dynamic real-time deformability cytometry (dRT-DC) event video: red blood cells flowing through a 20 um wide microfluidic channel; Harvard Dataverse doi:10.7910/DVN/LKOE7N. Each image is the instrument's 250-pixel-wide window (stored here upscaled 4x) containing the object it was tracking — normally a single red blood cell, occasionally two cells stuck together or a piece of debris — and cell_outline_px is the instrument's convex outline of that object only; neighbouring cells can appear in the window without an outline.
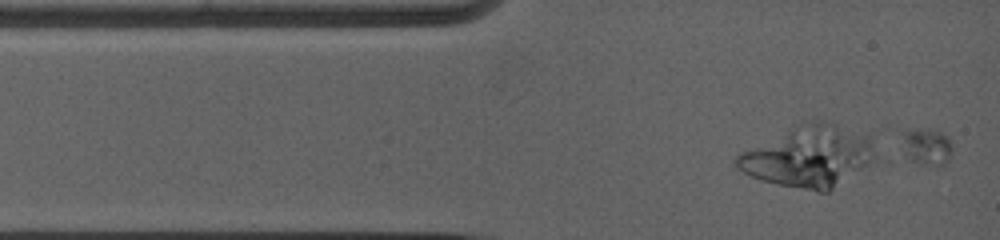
{"species": "common noctule bat (a hibernating species)", "species_latin": "Nyctalus noctula", "temperature_condition": "warm", "stored_images_in_passage": 11, "camera_frame_rate_fps": 5000, "um_per_image_px": 0.085, "animal": {"sex": "female", "body_mass_g": 19.0, "forearm_length_mm": 53.3}, "frame": {"image": 1, "passage_image": 1, "time_ms": 0.0, "image_size_px": [1000, 240], "cell_outline_px": [[952, 152], [948, 160], [944, 164], [892, 164], [884, 160], [904, 132], [940, 132], [948, 136], [952, 140]], "centroid_in_image_um": [78.3, 12.66], "position_along_channel_um": 6.7, "area_um2": 13.01}}